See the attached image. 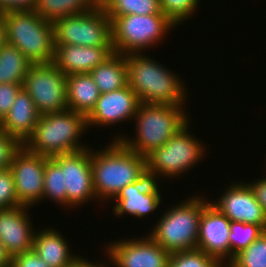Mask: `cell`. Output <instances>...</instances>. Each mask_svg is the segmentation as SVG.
Masks as SVG:
<instances>
[{"label": "cell", "mask_w": 266, "mask_h": 267, "mask_svg": "<svg viewBox=\"0 0 266 267\" xmlns=\"http://www.w3.org/2000/svg\"><path fill=\"white\" fill-rule=\"evenodd\" d=\"M144 54L125 55L128 86L136 93L140 103L185 105L189 91L184 80L150 55Z\"/></svg>", "instance_id": "6da1fadb"}, {"label": "cell", "mask_w": 266, "mask_h": 267, "mask_svg": "<svg viewBox=\"0 0 266 267\" xmlns=\"http://www.w3.org/2000/svg\"><path fill=\"white\" fill-rule=\"evenodd\" d=\"M90 149L93 184L98 202H108L127 185L134 183L146 168V157L112 140L104 149Z\"/></svg>", "instance_id": "7a4b0ae2"}, {"label": "cell", "mask_w": 266, "mask_h": 267, "mask_svg": "<svg viewBox=\"0 0 266 267\" xmlns=\"http://www.w3.org/2000/svg\"><path fill=\"white\" fill-rule=\"evenodd\" d=\"M185 105H160L140 103L132 121L135 122V137L126 134L113 138L120 140L128 149L146 156L153 149L159 148L174 136L189 121Z\"/></svg>", "instance_id": "3957f363"}, {"label": "cell", "mask_w": 266, "mask_h": 267, "mask_svg": "<svg viewBox=\"0 0 266 267\" xmlns=\"http://www.w3.org/2000/svg\"><path fill=\"white\" fill-rule=\"evenodd\" d=\"M86 129L89 132L86 117L73 110L40 115L33 135L24 146L32 153L50 158L77 152L89 147L80 141Z\"/></svg>", "instance_id": "277c9868"}, {"label": "cell", "mask_w": 266, "mask_h": 267, "mask_svg": "<svg viewBox=\"0 0 266 267\" xmlns=\"http://www.w3.org/2000/svg\"><path fill=\"white\" fill-rule=\"evenodd\" d=\"M205 198L202 194L189 195L185 201L167 208L148 235L170 254L197 248L200 217L210 202Z\"/></svg>", "instance_id": "5b68a950"}, {"label": "cell", "mask_w": 266, "mask_h": 267, "mask_svg": "<svg viewBox=\"0 0 266 267\" xmlns=\"http://www.w3.org/2000/svg\"><path fill=\"white\" fill-rule=\"evenodd\" d=\"M2 14L7 43L18 48L32 64L53 61V23L43 19L34 10L9 11Z\"/></svg>", "instance_id": "8992f818"}, {"label": "cell", "mask_w": 266, "mask_h": 267, "mask_svg": "<svg viewBox=\"0 0 266 267\" xmlns=\"http://www.w3.org/2000/svg\"><path fill=\"white\" fill-rule=\"evenodd\" d=\"M176 26L164 14L125 15L112 22L114 53H145L164 41ZM145 50V51H144Z\"/></svg>", "instance_id": "52a82bcc"}, {"label": "cell", "mask_w": 266, "mask_h": 267, "mask_svg": "<svg viewBox=\"0 0 266 267\" xmlns=\"http://www.w3.org/2000/svg\"><path fill=\"white\" fill-rule=\"evenodd\" d=\"M190 121L172 136L166 144L153 149L146 157V168L163 180L181 177L205 159V143L189 132ZM201 141V142H200ZM204 143V144H203ZM194 166V167H193Z\"/></svg>", "instance_id": "ba28073f"}, {"label": "cell", "mask_w": 266, "mask_h": 267, "mask_svg": "<svg viewBox=\"0 0 266 267\" xmlns=\"http://www.w3.org/2000/svg\"><path fill=\"white\" fill-rule=\"evenodd\" d=\"M53 25L55 44L113 46L112 21L103 7L57 19Z\"/></svg>", "instance_id": "9c48e42d"}, {"label": "cell", "mask_w": 266, "mask_h": 267, "mask_svg": "<svg viewBox=\"0 0 266 267\" xmlns=\"http://www.w3.org/2000/svg\"><path fill=\"white\" fill-rule=\"evenodd\" d=\"M66 78L52 62L31 65L22 88L30 95L40 115L68 109Z\"/></svg>", "instance_id": "30bf717a"}, {"label": "cell", "mask_w": 266, "mask_h": 267, "mask_svg": "<svg viewBox=\"0 0 266 267\" xmlns=\"http://www.w3.org/2000/svg\"><path fill=\"white\" fill-rule=\"evenodd\" d=\"M158 179L161 180L157 173L145 168L134 183L125 186L113 199V214L117 218L132 215L140 220L159 210L163 198Z\"/></svg>", "instance_id": "8fae6325"}, {"label": "cell", "mask_w": 266, "mask_h": 267, "mask_svg": "<svg viewBox=\"0 0 266 267\" xmlns=\"http://www.w3.org/2000/svg\"><path fill=\"white\" fill-rule=\"evenodd\" d=\"M51 158L63 169L68 208L76 209L90 201L98 203L93 184L90 147Z\"/></svg>", "instance_id": "7c38bea8"}, {"label": "cell", "mask_w": 266, "mask_h": 267, "mask_svg": "<svg viewBox=\"0 0 266 267\" xmlns=\"http://www.w3.org/2000/svg\"><path fill=\"white\" fill-rule=\"evenodd\" d=\"M130 238L110 241L106 247L104 245V256L108 257L110 265L112 264L113 267H168L170 253L148 234L139 238Z\"/></svg>", "instance_id": "4fadbf2b"}, {"label": "cell", "mask_w": 266, "mask_h": 267, "mask_svg": "<svg viewBox=\"0 0 266 267\" xmlns=\"http://www.w3.org/2000/svg\"><path fill=\"white\" fill-rule=\"evenodd\" d=\"M46 157L30 152L24 145L13 155L9 169L14 177L16 196L21 206L32 208L44 201Z\"/></svg>", "instance_id": "5bb4252c"}, {"label": "cell", "mask_w": 266, "mask_h": 267, "mask_svg": "<svg viewBox=\"0 0 266 267\" xmlns=\"http://www.w3.org/2000/svg\"><path fill=\"white\" fill-rule=\"evenodd\" d=\"M230 182L222 195L210 203L231 222L260 225L266 231V213L248 182ZM233 183V184H232ZM228 187V188H227ZM225 191V192H224Z\"/></svg>", "instance_id": "9a60e30c"}, {"label": "cell", "mask_w": 266, "mask_h": 267, "mask_svg": "<svg viewBox=\"0 0 266 267\" xmlns=\"http://www.w3.org/2000/svg\"><path fill=\"white\" fill-rule=\"evenodd\" d=\"M230 224L231 221L210 202L203 208L197 248L214 257L224 267L230 262Z\"/></svg>", "instance_id": "2e32d148"}, {"label": "cell", "mask_w": 266, "mask_h": 267, "mask_svg": "<svg viewBox=\"0 0 266 267\" xmlns=\"http://www.w3.org/2000/svg\"><path fill=\"white\" fill-rule=\"evenodd\" d=\"M140 101L127 85L124 88L102 93L91 113L86 117L88 129L92 126L110 127L134 119ZM91 126V127H90Z\"/></svg>", "instance_id": "e0dca14e"}, {"label": "cell", "mask_w": 266, "mask_h": 267, "mask_svg": "<svg viewBox=\"0 0 266 267\" xmlns=\"http://www.w3.org/2000/svg\"><path fill=\"white\" fill-rule=\"evenodd\" d=\"M29 209L26 206L0 209V241L10 259L33 249L36 231Z\"/></svg>", "instance_id": "ac0fdd59"}, {"label": "cell", "mask_w": 266, "mask_h": 267, "mask_svg": "<svg viewBox=\"0 0 266 267\" xmlns=\"http://www.w3.org/2000/svg\"><path fill=\"white\" fill-rule=\"evenodd\" d=\"M113 54V46L86 47L55 44L52 63L65 75L90 73Z\"/></svg>", "instance_id": "d6986e66"}, {"label": "cell", "mask_w": 266, "mask_h": 267, "mask_svg": "<svg viewBox=\"0 0 266 267\" xmlns=\"http://www.w3.org/2000/svg\"><path fill=\"white\" fill-rule=\"evenodd\" d=\"M40 114L30 95L22 88L8 114L0 122V129L21 145L33 135Z\"/></svg>", "instance_id": "ffe728a7"}, {"label": "cell", "mask_w": 266, "mask_h": 267, "mask_svg": "<svg viewBox=\"0 0 266 267\" xmlns=\"http://www.w3.org/2000/svg\"><path fill=\"white\" fill-rule=\"evenodd\" d=\"M70 248L60 230L46 226L35 232L33 250L50 267H70L79 257Z\"/></svg>", "instance_id": "44dd1931"}, {"label": "cell", "mask_w": 266, "mask_h": 267, "mask_svg": "<svg viewBox=\"0 0 266 267\" xmlns=\"http://www.w3.org/2000/svg\"><path fill=\"white\" fill-rule=\"evenodd\" d=\"M67 108L87 117L101 95L90 73L67 75Z\"/></svg>", "instance_id": "7402d4cb"}, {"label": "cell", "mask_w": 266, "mask_h": 267, "mask_svg": "<svg viewBox=\"0 0 266 267\" xmlns=\"http://www.w3.org/2000/svg\"><path fill=\"white\" fill-rule=\"evenodd\" d=\"M90 74L101 94L124 88L128 85L125 55L114 53Z\"/></svg>", "instance_id": "603a6c76"}, {"label": "cell", "mask_w": 266, "mask_h": 267, "mask_svg": "<svg viewBox=\"0 0 266 267\" xmlns=\"http://www.w3.org/2000/svg\"><path fill=\"white\" fill-rule=\"evenodd\" d=\"M32 62L14 45L5 42L0 48V83L22 84Z\"/></svg>", "instance_id": "cb8c5ba5"}, {"label": "cell", "mask_w": 266, "mask_h": 267, "mask_svg": "<svg viewBox=\"0 0 266 267\" xmlns=\"http://www.w3.org/2000/svg\"><path fill=\"white\" fill-rule=\"evenodd\" d=\"M96 7L94 0H37L34 11L54 23L57 19L91 11Z\"/></svg>", "instance_id": "d4e9b609"}, {"label": "cell", "mask_w": 266, "mask_h": 267, "mask_svg": "<svg viewBox=\"0 0 266 267\" xmlns=\"http://www.w3.org/2000/svg\"><path fill=\"white\" fill-rule=\"evenodd\" d=\"M63 169L50 157H46L44 171L43 199H48L67 207V192L64 186Z\"/></svg>", "instance_id": "484cf974"}, {"label": "cell", "mask_w": 266, "mask_h": 267, "mask_svg": "<svg viewBox=\"0 0 266 267\" xmlns=\"http://www.w3.org/2000/svg\"><path fill=\"white\" fill-rule=\"evenodd\" d=\"M103 8L112 22L125 15L163 14L159 0H110Z\"/></svg>", "instance_id": "4316f807"}, {"label": "cell", "mask_w": 266, "mask_h": 267, "mask_svg": "<svg viewBox=\"0 0 266 267\" xmlns=\"http://www.w3.org/2000/svg\"><path fill=\"white\" fill-rule=\"evenodd\" d=\"M226 267H266V231L235 254Z\"/></svg>", "instance_id": "83f0119b"}, {"label": "cell", "mask_w": 266, "mask_h": 267, "mask_svg": "<svg viewBox=\"0 0 266 267\" xmlns=\"http://www.w3.org/2000/svg\"><path fill=\"white\" fill-rule=\"evenodd\" d=\"M265 230L256 224L244 222H231L230 224V261L239 251L247 248L254 242Z\"/></svg>", "instance_id": "f1b7e54d"}, {"label": "cell", "mask_w": 266, "mask_h": 267, "mask_svg": "<svg viewBox=\"0 0 266 267\" xmlns=\"http://www.w3.org/2000/svg\"><path fill=\"white\" fill-rule=\"evenodd\" d=\"M168 267H224L198 248L170 254Z\"/></svg>", "instance_id": "f546056e"}, {"label": "cell", "mask_w": 266, "mask_h": 267, "mask_svg": "<svg viewBox=\"0 0 266 267\" xmlns=\"http://www.w3.org/2000/svg\"><path fill=\"white\" fill-rule=\"evenodd\" d=\"M201 0H159L161 12L175 25L194 16Z\"/></svg>", "instance_id": "4dcf8cb0"}, {"label": "cell", "mask_w": 266, "mask_h": 267, "mask_svg": "<svg viewBox=\"0 0 266 267\" xmlns=\"http://www.w3.org/2000/svg\"><path fill=\"white\" fill-rule=\"evenodd\" d=\"M21 206L18 202L14 177L9 168L0 170V209Z\"/></svg>", "instance_id": "1f68e13d"}, {"label": "cell", "mask_w": 266, "mask_h": 267, "mask_svg": "<svg viewBox=\"0 0 266 267\" xmlns=\"http://www.w3.org/2000/svg\"><path fill=\"white\" fill-rule=\"evenodd\" d=\"M22 145L0 129V170L9 168L13 155Z\"/></svg>", "instance_id": "d6a6232c"}, {"label": "cell", "mask_w": 266, "mask_h": 267, "mask_svg": "<svg viewBox=\"0 0 266 267\" xmlns=\"http://www.w3.org/2000/svg\"><path fill=\"white\" fill-rule=\"evenodd\" d=\"M22 84L0 83V122L8 114Z\"/></svg>", "instance_id": "836d02e7"}, {"label": "cell", "mask_w": 266, "mask_h": 267, "mask_svg": "<svg viewBox=\"0 0 266 267\" xmlns=\"http://www.w3.org/2000/svg\"><path fill=\"white\" fill-rule=\"evenodd\" d=\"M10 267H50L32 249L14 256L10 260Z\"/></svg>", "instance_id": "e575fe53"}, {"label": "cell", "mask_w": 266, "mask_h": 267, "mask_svg": "<svg viewBox=\"0 0 266 267\" xmlns=\"http://www.w3.org/2000/svg\"><path fill=\"white\" fill-rule=\"evenodd\" d=\"M37 0H0V12L34 10Z\"/></svg>", "instance_id": "d590c367"}, {"label": "cell", "mask_w": 266, "mask_h": 267, "mask_svg": "<svg viewBox=\"0 0 266 267\" xmlns=\"http://www.w3.org/2000/svg\"><path fill=\"white\" fill-rule=\"evenodd\" d=\"M265 175L262 176L263 179L262 178L257 179L251 183L249 181L248 184L253 189L258 203L261 205V207L264 209L266 213V177Z\"/></svg>", "instance_id": "8d00e7d4"}, {"label": "cell", "mask_w": 266, "mask_h": 267, "mask_svg": "<svg viewBox=\"0 0 266 267\" xmlns=\"http://www.w3.org/2000/svg\"><path fill=\"white\" fill-rule=\"evenodd\" d=\"M105 262V263H104ZM104 262H100V263H98L96 260H95V262L93 263V261L91 260L90 262H89V260L88 259H86V257L85 258H83V257H78L74 262H73V264L70 266V267H109L110 266V264H106V261H104Z\"/></svg>", "instance_id": "74e56055"}, {"label": "cell", "mask_w": 266, "mask_h": 267, "mask_svg": "<svg viewBox=\"0 0 266 267\" xmlns=\"http://www.w3.org/2000/svg\"><path fill=\"white\" fill-rule=\"evenodd\" d=\"M10 258L7 256L6 250L0 241V267H10Z\"/></svg>", "instance_id": "f35d334b"}, {"label": "cell", "mask_w": 266, "mask_h": 267, "mask_svg": "<svg viewBox=\"0 0 266 267\" xmlns=\"http://www.w3.org/2000/svg\"><path fill=\"white\" fill-rule=\"evenodd\" d=\"M6 42V33H5V22L3 19V14L0 12V48Z\"/></svg>", "instance_id": "ab89813d"}, {"label": "cell", "mask_w": 266, "mask_h": 267, "mask_svg": "<svg viewBox=\"0 0 266 267\" xmlns=\"http://www.w3.org/2000/svg\"><path fill=\"white\" fill-rule=\"evenodd\" d=\"M97 7H104L110 0H94Z\"/></svg>", "instance_id": "60d3db41"}]
</instances>
